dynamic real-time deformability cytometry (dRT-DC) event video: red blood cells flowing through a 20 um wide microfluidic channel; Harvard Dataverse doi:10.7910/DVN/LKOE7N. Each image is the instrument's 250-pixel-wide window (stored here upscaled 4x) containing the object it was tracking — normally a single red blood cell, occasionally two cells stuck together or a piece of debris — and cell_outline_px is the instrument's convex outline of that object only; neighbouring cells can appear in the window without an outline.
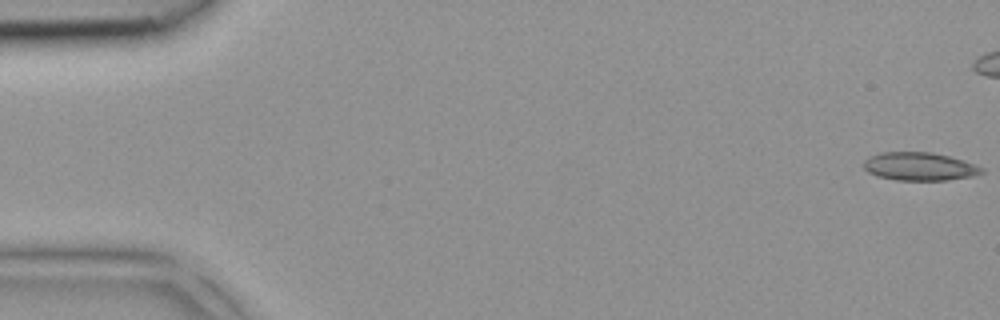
{"species": "common noctule bat (a hibernating species)", "species_latin": "Nyctalus noctula", "temperature_condition": "room temperature", "stored_images_in_passage": 13, "camera_frame_rate_fps": 3000, "um_per_image_px": 0.085, "animal": {"sex": "female", "body_mass_g": 18.4}, "frame": {"image": 1, "passage_image": 1, "time_ms": 0.0, "image_size_px": [1000, 320], "cell_outline_px": [[984, 172], [972, 176], [944, 180], [896, 180], [876, 176], [868, 172], [864, 168], [864, 160], [880, 152], [932, 152], [948, 156], [984, 168]], "centroid_in_image_um": [78.12, 14.15], "position_along_channel_um": 6.9, "area_um2": 19.13}}
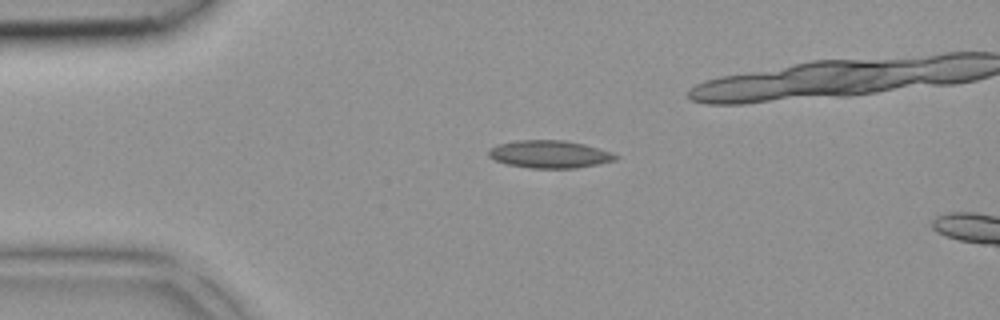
{"frame": {"image": 2, "passage_image": 10, "time_ms": 3.0, "image_size_px": [1000, 320], "cell_outline_px": [[620, 156], [616, 160], [576, 168], [532, 168], [508, 164], [496, 160], [488, 156], [488, 148], [496, 144], [516, 140], [564, 140], [584, 144], [612, 152]], "centroid_in_image_um": [46.7, 13.1], "position_along_channel_um": 38.3, "area_um2": 20.46}}